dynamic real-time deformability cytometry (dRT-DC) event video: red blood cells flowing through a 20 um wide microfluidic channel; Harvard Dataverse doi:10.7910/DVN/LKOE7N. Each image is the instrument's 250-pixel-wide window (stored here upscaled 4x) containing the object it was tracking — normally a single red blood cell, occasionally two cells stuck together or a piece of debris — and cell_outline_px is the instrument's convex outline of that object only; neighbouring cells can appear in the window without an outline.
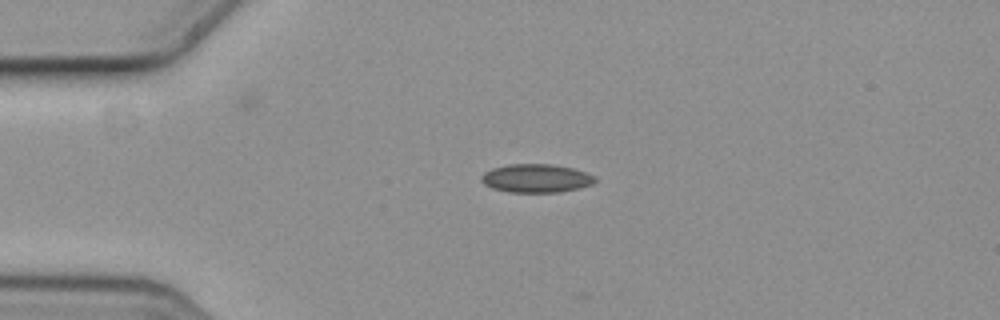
{"species": "common noctule bat (a hibernating species)", "species_latin": "Nyctalus noctula", "temperature_condition": "cold", "stored_images_in_passage": 3, "camera_frame_rate_fps": 3000, "um_per_image_px": 0.085, "animal": {"sex": "female", "body_mass_g": 19.3, "forearm_length_mm": 54.1}, "frame": {"image": 1, "passage_image": 1, "time_ms": 0.0, "image_size_px": [1000, 320], "cell_outline_px": [[596, 180], [592, 184], [576, 188], [556, 192], [508, 192], [492, 188], [484, 184], [480, 180], [480, 176], [484, 172], [492, 168], [508, 164], [552, 164], [572, 168], [584, 172], [592, 176]], "centroid_in_image_um": [45.49, 15.15], "position_along_channel_um": 39.5, "area_um2": 18.67}}
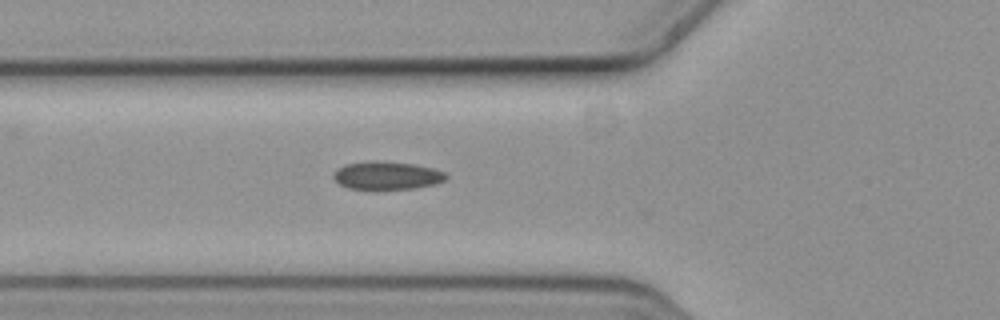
{"frame": {"image": 2, "passage_image": 3, "time_ms": 0.667, "image_size_px": [1000, 320], "cell_outline_px": [[448, 176], [444, 180], [436, 184], [416, 188], [348, 188], [340, 184], [332, 176], [332, 172], [336, 168], [344, 164], [372, 160], [380, 160], [416, 164], [432, 168], [444, 172]], "centroid_in_image_um": [32.86, 14.88], "position_along_channel_um": 92.9, "area_um2": 18.44}}